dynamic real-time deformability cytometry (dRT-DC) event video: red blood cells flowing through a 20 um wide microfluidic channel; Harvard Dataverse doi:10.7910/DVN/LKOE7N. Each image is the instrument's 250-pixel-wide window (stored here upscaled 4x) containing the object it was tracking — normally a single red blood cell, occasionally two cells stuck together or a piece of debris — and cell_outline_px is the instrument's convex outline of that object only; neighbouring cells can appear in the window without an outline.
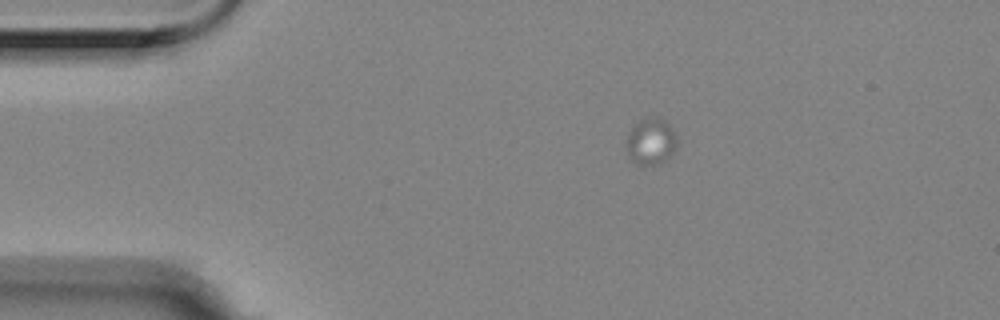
{"species": "Egyptian fruit bat (a non-hibernating species)", "species_latin": "Rousettus aegyptiacus", "temperature_condition": "room temperature", "stored_images_in_passage": 6, "camera_frame_rate_fps": 3000, "um_per_image_px": 0.085, "animal": {"sex": "female"}, "frame": {"image": 1, "passage_image": 1, "time_ms": 0.0, "image_size_px": [1000, 320], "cell_outline_px": [[676, 148], [660, 164], [640, 164], [628, 160], [628, 132], [640, 120], [648, 116], [656, 116], [664, 120], [668, 124], [676, 140]], "centroid_in_image_um": [55.3, 12.01], "position_along_channel_um": 29.7, "area_um2": 13.35}}
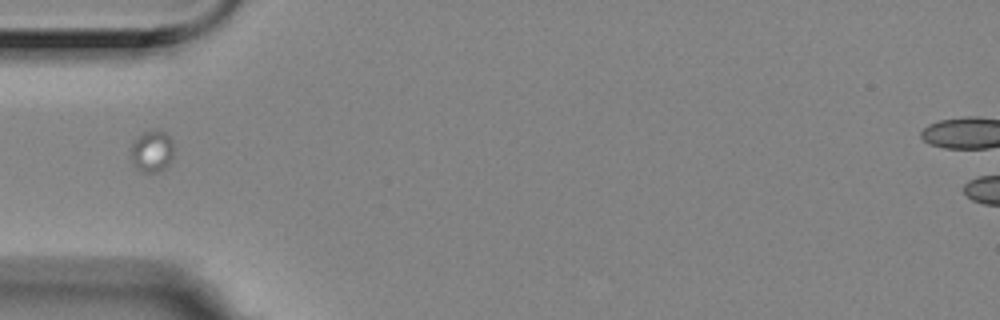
{"frame": {"image": 2, "passage_image": 4, "time_ms": 1.0, "image_size_px": [1000, 320], "cell_outline_px": [[172, 160], [160, 172], [140, 172], [136, 168], [132, 160], [132, 140], [136, 136], [152, 128], [156, 128], [168, 132], [172, 140]], "centroid_in_image_um": [12.92, 12.8], "position_along_channel_um": 72.1, "area_um2": 10.75}}